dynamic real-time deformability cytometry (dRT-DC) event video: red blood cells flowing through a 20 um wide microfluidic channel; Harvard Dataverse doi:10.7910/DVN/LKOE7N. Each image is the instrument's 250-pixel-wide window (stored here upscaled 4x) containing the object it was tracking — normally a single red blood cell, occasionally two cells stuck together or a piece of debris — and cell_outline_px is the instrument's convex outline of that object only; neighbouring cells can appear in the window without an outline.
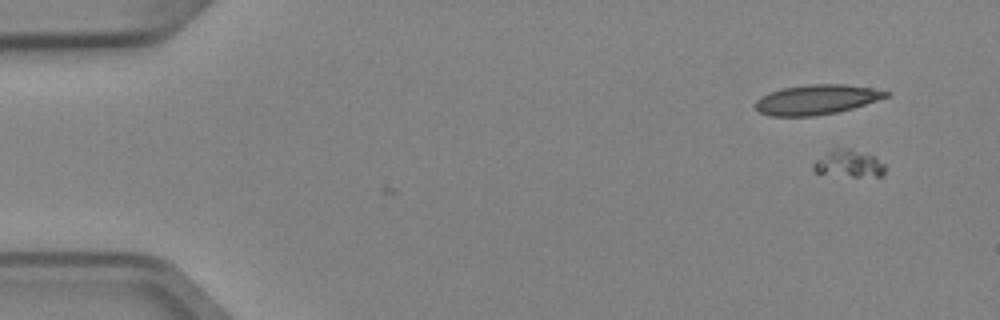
{"species": "Egyptian fruit bat (a non-hibernating species)", "species_latin": "Rousettus aegyptiacus", "temperature_condition": "cold", "stored_images_in_passage": 2, "camera_frame_rate_fps": 3000, "um_per_image_px": 0.085, "animal": {"sex": "female"}, "frame": {"image": 1, "passage_image": 2, "time_ms": 0.333, "image_size_px": [1000, 320], "cell_outline_px": [[884, 176], [852, 176], [816, 172], [812, 168], [816, 160], [832, 148], [852, 148], [876, 156], [884, 164]], "centroid_in_image_um": [72.19, 13.88], "position_along_channel_um": 12.8, "area_um2": 11.33}}